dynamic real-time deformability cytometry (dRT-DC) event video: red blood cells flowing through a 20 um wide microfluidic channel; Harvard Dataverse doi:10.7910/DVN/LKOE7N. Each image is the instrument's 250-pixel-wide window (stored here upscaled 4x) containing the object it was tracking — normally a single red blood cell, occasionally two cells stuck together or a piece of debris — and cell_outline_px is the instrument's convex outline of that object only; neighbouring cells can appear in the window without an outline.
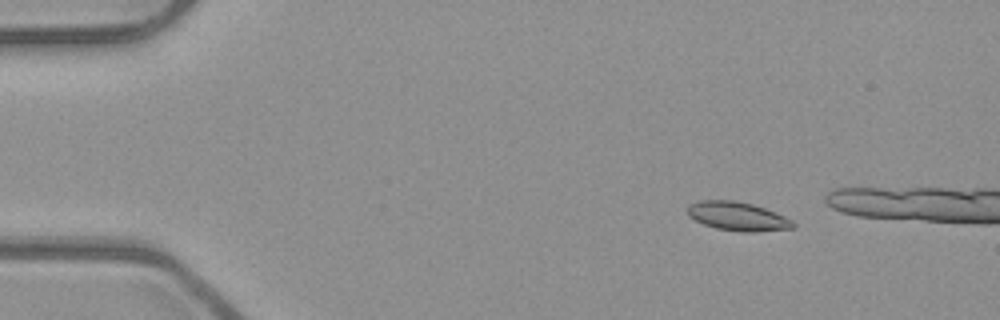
{"species": "common noctule bat (a hibernating species)", "species_latin": "Nyctalus noctula", "temperature_condition": "room temperature", "stored_images_in_passage": 4, "camera_frame_rate_fps": 3000, "um_per_image_px": 0.085, "animal": {"sex": "male", "body_mass_g": 23.1, "forearm_length_mm": 52.7}, "frame": {"image": 1, "passage_image": 2, "time_ms": 0.333, "image_size_px": [1000, 320], "cell_outline_px": [[796, 228], [756, 232], [740, 232], [716, 228], [704, 224], [688, 216], [688, 204], [700, 200], [736, 200], [752, 204], [764, 208], [784, 216], [792, 220], [796, 224]], "centroid_in_image_um": [62.71, 18.39], "position_along_channel_um": 22.3, "area_um2": 17.8}}